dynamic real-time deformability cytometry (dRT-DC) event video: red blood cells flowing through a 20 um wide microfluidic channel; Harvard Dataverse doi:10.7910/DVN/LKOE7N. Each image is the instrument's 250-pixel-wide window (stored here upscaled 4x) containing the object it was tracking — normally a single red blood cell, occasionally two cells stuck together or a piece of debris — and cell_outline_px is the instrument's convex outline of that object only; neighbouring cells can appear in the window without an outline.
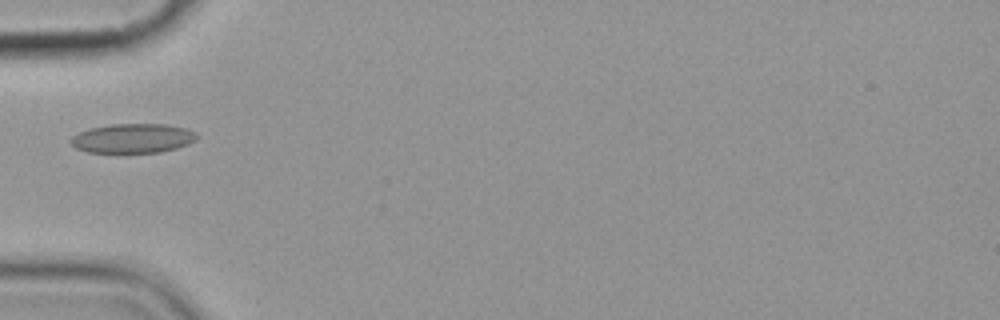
{"species": "common noctule bat (a hibernating species)", "species_latin": "Nyctalus noctula", "temperature_condition": "cold", "stored_images_in_passage": 8, "camera_frame_rate_fps": 3000, "um_per_image_px": 0.085, "animal": {"sex": "female", "body_mass_g": 19.9}, "frame": {"image": 1, "passage_image": 3, "time_ms": 2.333, "image_size_px": [1000, 320], "cell_outline_px": [[196, 140], [188, 144], [176, 148], [160, 152], [88, 152], [76, 148], [68, 140], [72, 136], [88, 128], [112, 124], [168, 124], [188, 128], [196, 132]], "centroid_in_image_um": [11.29, 11.74], "position_along_channel_um": 73.7, "area_um2": 21.62}}
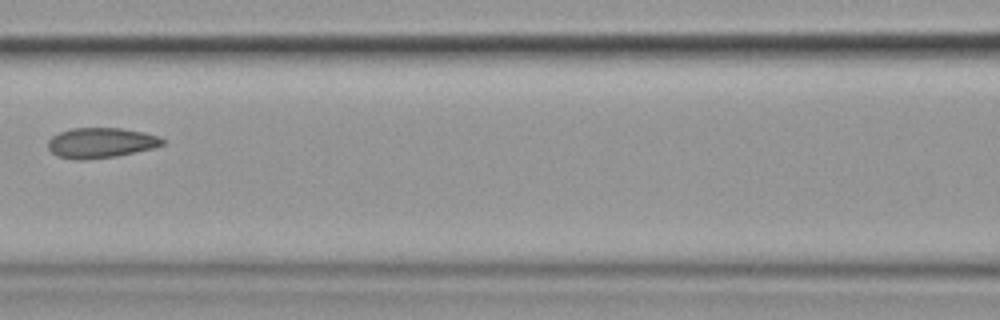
{"frame": {"image": 2, "passage_image": 5, "time_ms": 4.667, "image_size_px": [1000, 320], "cell_outline_px": [[164, 144], [152, 148], [116, 156], [80, 160], [76, 160], [56, 156], [48, 148], [48, 140], [52, 136], [60, 132], [72, 128], [120, 128], [144, 132], [156, 136], [164, 140]], "centroid_in_image_um": [8.53, 12.14], "position_along_channel_um": 158.1, "area_um2": 20.0}}
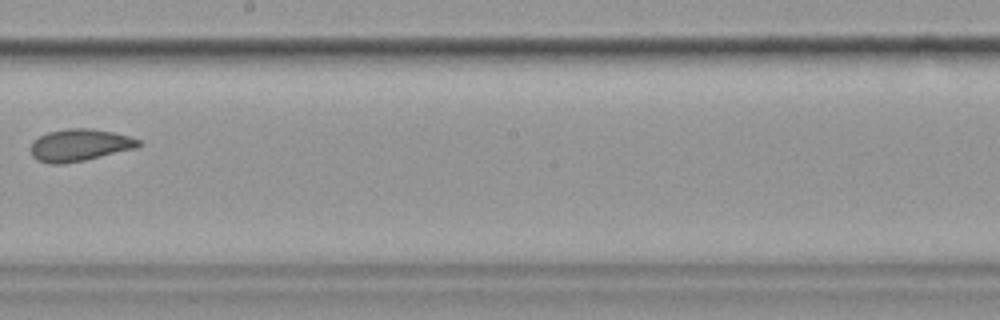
{"frame": {"image": 3, "passage_image": 7, "time_ms": 7.0, "image_size_px": [1000, 320], "cell_outline_px": [[144, 144], [136, 148], [84, 160], [60, 164], [52, 164], [36, 160], [32, 156], [32, 140], [48, 132], [68, 128], [92, 128], [112, 132], [128, 136], [140, 140]], "centroid_in_image_um": [6.78, 12.33], "position_along_channel_um": 241.4, "area_um2": 20.11}}